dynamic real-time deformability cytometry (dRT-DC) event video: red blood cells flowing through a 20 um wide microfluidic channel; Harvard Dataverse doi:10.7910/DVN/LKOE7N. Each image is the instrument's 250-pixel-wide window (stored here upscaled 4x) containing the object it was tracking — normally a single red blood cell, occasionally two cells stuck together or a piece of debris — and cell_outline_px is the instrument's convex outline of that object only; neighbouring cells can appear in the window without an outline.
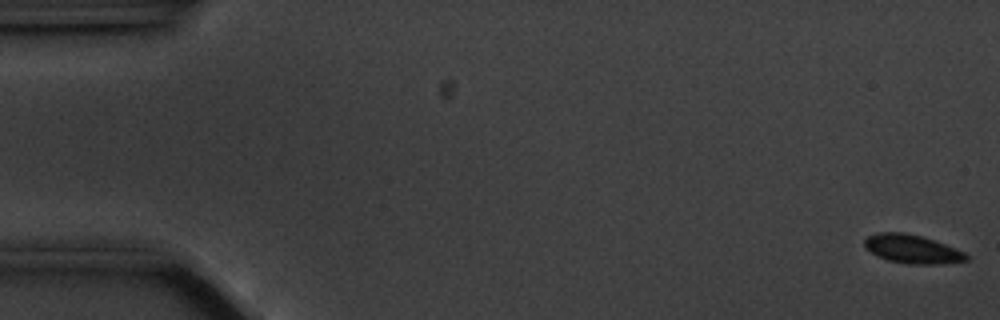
{"species": "common noctule bat (a hibernating species)", "species_latin": "Nyctalus noctula", "temperature_condition": "cold", "stored_images_in_passage": 10, "camera_frame_rate_fps": 3000, "um_per_image_px": 0.085, "animal": {"sex": "male", "body_mass_g": 20.1, "forearm_length_mm": 53.5}, "frame": {"image": 1, "passage_image": 1, "time_ms": 0.0, "image_size_px": [1000, 320], "cell_outline_px": [[968, 260], [940, 264], [908, 264], [888, 260], [872, 252], [864, 244], [864, 240], [868, 236], [880, 232], [904, 232], [920, 236], [944, 244], [964, 252], [968, 256]], "centroid_in_image_um": [77.54, 21.17], "position_along_channel_um": 7.5, "area_um2": 16.59}}